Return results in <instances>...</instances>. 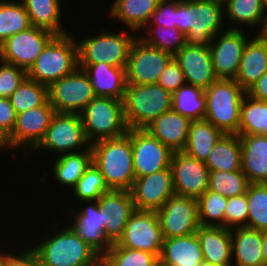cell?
Masks as SVG:
<instances>
[{
  "mask_svg": "<svg viewBox=\"0 0 267 266\" xmlns=\"http://www.w3.org/2000/svg\"><path fill=\"white\" fill-rule=\"evenodd\" d=\"M9 149L7 138L0 132V149L6 148Z\"/></svg>",
  "mask_w": 267,
  "mask_h": 266,
  "instance_id": "54",
  "label": "cell"
},
{
  "mask_svg": "<svg viewBox=\"0 0 267 266\" xmlns=\"http://www.w3.org/2000/svg\"><path fill=\"white\" fill-rule=\"evenodd\" d=\"M89 147L90 143L85 137L80 114L56 113L43 139L32 152L47 149L61 156V154L79 152L81 149L87 150ZM77 148L81 149L77 150Z\"/></svg>",
  "mask_w": 267,
  "mask_h": 266,
  "instance_id": "10",
  "label": "cell"
},
{
  "mask_svg": "<svg viewBox=\"0 0 267 266\" xmlns=\"http://www.w3.org/2000/svg\"><path fill=\"white\" fill-rule=\"evenodd\" d=\"M5 266H41V263L34 250L27 248L21 255L10 253Z\"/></svg>",
  "mask_w": 267,
  "mask_h": 266,
  "instance_id": "51",
  "label": "cell"
},
{
  "mask_svg": "<svg viewBox=\"0 0 267 266\" xmlns=\"http://www.w3.org/2000/svg\"><path fill=\"white\" fill-rule=\"evenodd\" d=\"M55 114L56 111L49 101L42 106L16 114L15 126L7 137L9 148L12 150L22 147L32 151L43 139Z\"/></svg>",
  "mask_w": 267,
  "mask_h": 266,
  "instance_id": "18",
  "label": "cell"
},
{
  "mask_svg": "<svg viewBox=\"0 0 267 266\" xmlns=\"http://www.w3.org/2000/svg\"><path fill=\"white\" fill-rule=\"evenodd\" d=\"M223 16V0H179L175 23L185 34L187 45L210 47L223 30Z\"/></svg>",
  "mask_w": 267,
  "mask_h": 266,
  "instance_id": "1",
  "label": "cell"
},
{
  "mask_svg": "<svg viewBox=\"0 0 267 266\" xmlns=\"http://www.w3.org/2000/svg\"><path fill=\"white\" fill-rule=\"evenodd\" d=\"M16 113L9 98H0V132L7 138L15 126Z\"/></svg>",
  "mask_w": 267,
  "mask_h": 266,
  "instance_id": "50",
  "label": "cell"
},
{
  "mask_svg": "<svg viewBox=\"0 0 267 266\" xmlns=\"http://www.w3.org/2000/svg\"><path fill=\"white\" fill-rule=\"evenodd\" d=\"M171 100V109L190 121L205 118L206 97L203 88L184 84L172 93Z\"/></svg>",
  "mask_w": 267,
  "mask_h": 266,
  "instance_id": "35",
  "label": "cell"
},
{
  "mask_svg": "<svg viewBox=\"0 0 267 266\" xmlns=\"http://www.w3.org/2000/svg\"><path fill=\"white\" fill-rule=\"evenodd\" d=\"M225 210V228L233 229L246 227L248 222V202L247 195L229 197Z\"/></svg>",
  "mask_w": 267,
  "mask_h": 266,
  "instance_id": "46",
  "label": "cell"
},
{
  "mask_svg": "<svg viewBox=\"0 0 267 266\" xmlns=\"http://www.w3.org/2000/svg\"><path fill=\"white\" fill-rule=\"evenodd\" d=\"M246 91L234 79H217L207 89L205 118L225 135H238Z\"/></svg>",
  "mask_w": 267,
  "mask_h": 266,
  "instance_id": "4",
  "label": "cell"
},
{
  "mask_svg": "<svg viewBox=\"0 0 267 266\" xmlns=\"http://www.w3.org/2000/svg\"><path fill=\"white\" fill-rule=\"evenodd\" d=\"M242 171L250 184H267V136L239 135Z\"/></svg>",
  "mask_w": 267,
  "mask_h": 266,
  "instance_id": "26",
  "label": "cell"
},
{
  "mask_svg": "<svg viewBox=\"0 0 267 266\" xmlns=\"http://www.w3.org/2000/svg\"><path fill=\"white\" fill-rule=\"evenodd\" d=\"M173 58L179 64L186 84L205 90L218 79L213 70L212 55L209 47L186 44Z\"/></svg>",
  "mask_w": 267,
  "mask_h": 266,
  "instance_id": "21",
  "label": "cell"
},
{
  "mask_svg": "<svg viewBox=\"0 0 267 266\" xmlns=\"http://www.w3.org/2000/svg\"><path fill=\"white\" fill-rule=\"evenodd\" d=\"M238 135L267 136V101L256 100L245 94Z\"/></svg>",
  "mask_w": 267,
  "mask_h": 266,
  "instance_id": "36",
  "label": "cell"
},
{
  "mask_svg": "<svg viewBox=\"0 0 267 266\" xmlns=\"http://www.w3.org/2000/svg\"><path fill=\"white\" fill-rule=\"evenodd\" d=\"M249 184V180L242 170L209 171L208 190L227 198L247 193Z\"/></svg>",
  "mask_w": 267,
  "mask_h": 266,
  "instance_id": "41",
  "label": "cell"
},
{
  "mask_svg": "<svg viewBox=\"0 0 267 266\" xmlns=\"http://www.w3.org/2000/svg\"><path fill=\"white\" fill-rule=\"evenodd\" d=\"M72 191L74 192L73 195L80 201H93L98 200L104 193L110 190L100 170L92 162L78 179Z\"/></svg>",
  "mask_w": 267,
  "mask_h": 266,
  "instance_id": "45",
  "label": "cell"
},
{
  "mask_svg": "<svg viewBox=\"0 0 267 266\" xmlns=\"http://www.w3.org/2000/svg\"><path fill=\"white\" fill-rule=\"evenodd\" d=\"M55 36L48 30L31 26L12 35L0 45V60L27 72Z\"/></svg>",
  "mask_w": 267,
  "mask_h": 266,
  "instance_id": "12",
  "label": "cell"
},
{
  "mask_svg": "<svg viewBox=\"0 0 267 266\" xmlns=\"http://www.w3.org/2000/svg\"><path fill=\"white\" fill-rule=\"evenodd\" d=\"M28 15L31 26L48 30L55 35H65L61 25V0H20Z\"/></svg>",
  "mask_w": 267,
  "mask_h": 266,
  "instance_id": "33",
  "label": "cell"
},
{
  "mask_svg": "<svg viewBox=\"0 0 267 266\" xmlns=\"http://www.w3.org/2000/svg\"><path fill=\"white\" fill-rule=\"evenodd\" d=\"M154 29V30H153ZM152 30L149 28L145 32L147 36H141L146 44L168 52L173 56L186 45V36L178 28H166L155 25Z\"/></svg>",
  "mask_w": 267,
  "mask_h": 266,
  "instance_id": "44",
  "label": "cell"
},
{
  "mask_svg": "<svg viewBox=\"0 0 267 266\" xmlns=\"http://www.w3.org/2000/svg\"><path fill=\"white\" fill-rule=\"evenodd\" d=\"M160 0H114L109 15L131 31H141L149 23Z\"/></svg>",
  "mask_w": 267,
  "mask_h": 266,
  "instance_id": "30",
  "label": "cell"
},
{
  "mask_svg": "<svg viewBox=\"0 0 267 266\" xmlns=\"http://www.w3.org/2000/svg\"><path fill=\"white\" fill-rule=\"evenodd\" d=\"M267 71V39L256 33L244 47L235 81L246 91Z\"/></svg>",
  "mask_w": 267,
  "mask_h": 266,
  "instance_id": "25",
  "label": "cell"
},
{
  "mask_svg": "<svg viewBox=\"0 0 267 266\" xmlns=\"http://www.w3.org/2000/svg\"><path fill=\"white\" fill-rule=\"evenodd\" d=\"M87 141L118 138L128 128L124 119L123 100L96 96L80 113Z\"/></svg>",
  "mask_w": 267,
  "mask_h": 266,
  "instance_id": "7",
  "label": "cell"
},
{
  "mask_svg": "<svg viewBox=\"0 0 267 266\" xmlns=\"http://www.w3.org/2000/svg\"><path fill=\"white\" fill-rule=\"evenodd\" d=\"M32 249L41 266H100L101 257L67 225Z\"/></svg>",
  "mask_w": 267,
  "mask_h": 266,
  "instance_id": "3",
  "label": "cell"
},
{
  "mask_svg": "<svg viewBox=\"0 0 267 266\" xmlns=\"http://www.w3.org/2000/svg\"><path fill=\"white\" fill-rule=\"evenodd\" d=\"M100 210L107 214L104 225L105 238L117 243L122 237L128 219L135 211L130 191L110 190L98 199Z\"/></svg>",
  "mask_w": 267,
  "mask_h": 266,
  "instance_id": "22",
  "label": "cell"
},
{
  "mask_svg": "<svg viewBox=\"0 0 267 266\" xmlns=\"http://www.w3.org/2000/svg\"><path fill=\"white\" fill-rule=\"evenodd\" d=\"M173 55L146 44L140 36L133 41L126 65L127 84L157 83Z\"/></svg>",
  "mask_w": 267,
  "mask_h": 266,
  "instance_id": "11",
  "label": "cell"
},
{
  "mask_svg": "<svg viewBox=\"0 0 267 266\" xmlns=\"http://www.w3.org/2000/svg\"><path fill=\"white\" fill-rule=\"evenodd\" d=\"M196 233L164 239L159 256V266H197L203 261Z\"/></svg>",
  "mask_w": 267,
  "mask_h": 266,
  "instance_id": "28",
  "label": "cell"
},
{
  "mask_svg": "<svg viewBox=\"0 0 267 266\" xmlns=\"http://www.w3.org/2000/svg\"><path fill=\"white\" fill-rule=\"evenodd\" d=\"M81 202H90V205L75 212V220L69 227L102 258L112 245L104 235L107 214L100 210L98 200Z\"/></svg>",
  "mask_w": 267,
  "mask_h": 266,
  "instance_id": "20",
  "label": "cell"
},
{
  "mask_svg": "<svg viewBox=\"0 0 267 266\" xmlns=\"http://www.w3.org/2000/svg\"><path fill=\"white\" fill-rule=\"evenodd\" d=\"M1 252H0V266H5L7 256L10 254V252L9 253H5L4 251H1Z\"/></svg>",
  "mask_w": 267,
  "mask_h": 266,
  "instance_id": "55",
  "label": "cell"
},
{
  "mask_svg": "<svg viewBox=\"0 0 267 266\" xmlns=\"http://www.w3.org/2000/svg\"><path fill=\"white\" fill-rule=\"evenodd\" d=\"M170 168L176 195L197 200L208 190L209 169L204 161L173 152Z\"/></svg>",
  "mask_w": 267,
  "mask_h": 266,
  "instance_id": "17",
  "label": "cell"
},
{
  "mask_svg": "<svg viewBox=\"0 0 267 266\" xmlns=\"http://www.w3.org/2000/svg\"><path fill=\"white\" fill-rule=\"evenodd\" d=\"M197 266H216V265H213L212 263L203 260Z\"/></svg>",
  "mask_w": 267,
  "mask_h": 266,
  "instance_id": "57",
  "label": "cell"
},
{
  "mask_svg": "<svg viewBox=\"0 0 267 266\" xmlns=\"http://www.w3.org/2000/svg\"><path fill=\"white\" fill-rule=\"evenodd\" d=\"M231 243L234 266H266L262 252V231L248 227L231 229Z\"/></svg>",
  "mask_w": 267,
  "mask_h": 266,
  "instance_id": "29",
  "label": "cell"
},
{
  "mask_svg": "<svg viewBox=\"0 0 267 266\" xmlns=\"http://www.w3.org/2000/svg\"><path fill=\"white\" fill-rule=\"evenodd\" d=\"M78 66L88 74L96 96L124 100L127 86L126 67H115L104 62Z\"/></svg>",
  "mask_w": 267,
  "mask_h": 266,
  "instance_id": "23",
  "label": "cell"
},
{
  "mask_svg": "<svg viewBox=\"0 0 267 266\" xmlns=\"http://www.w3.org/2000/svg\"><path fill=\"white\" fill-rule=\"evenodd\" d=\"M178 6L179 0H160L146 27L151 28L152 25H159L166 28H176V10Z\"/></svg>",
  "mask_w": 267,
  "mask_h": 266,
  "instance_id": "48",
  "label": "cell"
},
{
  "mask_svg": "<svg viewBox=\"0 0 267 266\" xmlns=\"http://www.w3.org/2000/svg\"><path fill=\"white\" fill-rule=\"evenodd\" d=\"M27 77V72L0 60V98H9Z\"/></svg>",
  "mask_w": 267,
  "mask_h": 266,
  "instance_id": "47",
  "label": "cell"
},
{
  "mask_svg": "<svg viewBox=\"0 0 267 266\" xmlns=\"http://www.w3.org/2000/svg\"><path fill=\"white\" fill-rule=\"evenodd\" d=\"M21 1L0 0V45L12 35L31 27Z\"/></svg>",
  "mask_w": 267,
  "mask_h": 266,
  "instance_id": "38",
  "label": "cell"
},
{
  "mask_svg": "<svg viewBox=\"0 0 267 266\" xmlns=\"http://www.w3.org/2000/svg\"><path fill=\"white\" fill-rule=\"evenodd\" d=\"M246 37L245 33L237 26H232L212 39L209 48L212 55L213 70L218 79H235L244 47L250 39Z\"/></svg>",
  "mask_w": 267,
  "mask_h": 266,
  "instance_id": "16",
  "label": "cell"
},
{
  "mask_svg": "<svg viewBox=\"0 0 267 266\" xmlns=\"http://www.w3.org/2000/svg\"><path fill=\"white\" fill-rule=\"evenodd\" d=\"M227 201V197L211 190H206L197 199L200 224L202 226L225 227V207Z\"/></svg>",
  "mask_w": 267,
  "mask_h": 266,
  "instance_id": "42",
  "label": "cell"
},
{
  "mask_svg": "<svg viewBox=\"0 0 267 266\" xmlns=\"http://www.w3.org/2000/svg\"><path fill=\"white\" fill-rule=\"evenodd\" d=\"M158 85L169 91L171 94L186 84L184 74L180 69L179 64L174 58L167 64L165 69L161 72Z\"/></svg>",
  "mask_w": 267,
  "mask_h": 266,
  "instance_id": "49",
  "label": "cell"
},
{
  "mask_svg": "<svg viewBox=\"0 0 267 266\" xmlns=\"http://www.w3.org/2000/svg\"><path fill=\"white\" fill-rule=\"evenodd\" d=\"M246 95L256 100L267 101V71L246 90Z\"/></svg>",
  "mask_w": 267,
  "mask_h": 266,
  "instance_id": "52",
  "label": "cell"
},
{
  "mask_svg": "<svg viewBox=\"0 0 267 266\" xmlns=\"http://www.w3.org/2000/svg\"><path fill=\"white\" fill-rule=\"evenodd\" d=\"M263 38L267 39V16L262 31L259 33Z\"/></svg>",
  "mask_w": 267,
  "mask_h": 266,
  "instance_id": "56",
  "label": "cell"
},
{
  "mask_svg": "<svg viewBox=\"0 0 267 266\" xmlns=\"http://www.w3.org/2000/svg\"><path fill=\"white\" fill-rule=\"evenodd\" d=\"M196 234L205 261L216 266H232L231 229L200 225Z\"/></svg>",
  "mask_w": 267,
  "mask_h": 266,
  "instance_id": "27",
  "label": "cell"
},
{
  "mask_svg": "<svg viewBox=\"0 0 267 266\" xmlns=\"http://www.w3.org/2000/svg\"><path fill=\"white\" fill-rule=\"evenodd\" d=\"M70 33L56 35L43 49L27 71V77L40 84L49 86L78 66V47Z\"/></svg>",
  "mask_w": 267,
  "mask_h": 266,
  "instance_id": "6",
  "label": "cell"
},
{
  "mask_svg": "<svg viewBox=\"0 0 267 266\" xmlns=\"http://www.w3.org/2000/svg\"><path fill=\"white\" fill-rule=\"evenodd\" d=\"M135 177L170 168L173 152L145 129H130Z\"/></svg>",
  "mask_w": 267,
  "mask_h": 266,
  "instance_id": "15",
  "label": "cell"
},
{
  "mask_svg": "<svg viewBox=\"0 0 267 266\" xmlns=\"http://www.w3.org/2000/svg\"><path fill=\"white\" fill-rule=\"evenodd\" d=\"M190 123L185 116L171 109L151 122L145 130L172 152H181L186 147Z\"/></svg>",
  "mask_w": 267,
  "mask_h": 266,
  "instance_id": "24",
  "label": "cell"
},
{
  "mask_svg": "<svg viewBox=\"0 0 267 266\" xmlns=\"http://www.w3.org/2000/svg\"><path fill=\"white\" fill-rule=\"evenodd\" d=\"M224 134L206 119L191 121L185 154L206 161L209 153Z\"/></svg>",
  "mask_w": 267,
  "mask_h": 266,
  "instance_id": "32",
  "label": "cell"
},
{
  "mask_svg": "<svg viewBox=\"0 0 267 266\" xmlns=\"http://www.w3.org/2000/svg\"><path fill=\"white\" fill-rule=\"evenodd\" d=\"M129 191L135 210H159L175 195L171 168L135 178Z\"/></svg>",
  "mask_w": 267,
  "mask_h": 266,
  "instance_id": "19",
  "label": "cell"
},
{
  "mask_svg": "<svg viewBox=\"0 0 267 266\" xmlns=\"http://www.w3.org/2000/svg\"><path fill=\"white\" fill-rule=\"evenodd\" d=\"M248 222L246 227L267 230V184H249L247 189Z\"/></svg>",
  "mask_w": 267,
  "mask_h": 266,
  "instance_id": "43",
  "label": "cell"
},
{
  "mask_svg": "<svg viewBox=\"0 0 267 266\" xmlns=\"http://www.w3.org/2000/svg\"><path fill=\"white\" fill-rule=\"evenodd\" d=\"M172 94L157 83L127 84L123 100L128 130L145 129L163 113L171 110Z\"/></svg>",
  "mask_w": 267,
  "mask_h": 266,
  "instance_id": "5",
  "label": "cell"
},
{
  "mask_svg": "<svg viewBox=\"0 0 267 266\" xmlns=\"http://www.w3.org/2000/svg\"><path fill=\"white\" fill-rule=\"evenodd\" d=\"M205 164L209 171H239L242 169V150L239 135H223L208 155Z\"/></svg>",
  "mask_w": 267,
  "mask_h": 266,
  "instance_id": "31",
  "label": "cell"
},
{
  "mask_svg": "<svg viewBox=\"0 0 267 266\" xmlns=\"http://www.w3.org/2000/svg\"><path fill=\"white\" fill-rule=\"evenodd\" d=\"M224 14L231 19L230 22L246 24L253 27L259 25L258 34L262 31L265 23V14L262 0H223Z\"/></svg>",
  "mask_w": 267,
  "mask_h": 266,
  "instance_id": "37",
  "label": "cell"
},
{
  "mask_svg": "<svg viewBox=\"0 0 267 266\" xmlns=\"http://www.w3.org/2000/svg\"><path fill=\"white\" fill-rule=\"evenodd\" d=\"M92 163V150L69 153L58 156L52 167L54 178L60 185L74 188L78 179L84 174L85 170ZM72 186V187H71Z\"/></svg>",
  "mask_w": 267,
  "mask_h": 266,
  "instance_id": "34",
  "label": "cell"
},
{
  "mask_svg": "<svg viewBox=\"0 0 267 266\" xmlns=\"http://www.w3.org/2000/svg\"><path fill=\"white\" fill-rule=\"evenodd\" d=\"M102 266H159V258L152 253L111 245L101 259Z\"/></svg>",
  "mask_w": 267,
  "mask_h": 266,
  "instance_id": "40",
  "label": "cell"
},
{
  "mask_svg": "<svg viewBox=\"0 0 267 266\" xmlns=\"http://www.w3.org/2000/svg\"><path fill=\"white\" fill-rule=\"evenodd\" d=\"M99 35L77 41L78 64L106 63L115 67H126L129 51L136 34L101 31Z\"/></svg>",
  "mask_w": 267,
  "mask_h": 266,
  "instance_id": "8",
  "label": "cell"
},
{
  "mask_svg": "<svg viewBox=\"0 0 267 266\" xmlns=\"http://www.w3.org/2000/svg\"><path fill=\"white\" fill-rule=\"evenodd\" d=\"M262 6L264 10L265 17L267 16V0H262Z\"/></svg>",
  "mask_w": 267,
  "mask_h": 266,
  "instance_id": "58",
  "label": "cell"
},
{
  "mask_svg": "<svg viewBox=\"0 0 267 266\" xmlns=\"http://www.w3.org/2000/svg\"><path fill=\"white\" fill-rule=\"evenodd\" d=\"M156 213L164 239L192 235L201 225L196 199L175 194Z\"/></svg>",
  "mask_w": 267,
  "mask_h": 266,
  "instance_id": "14",
  "label": "cell"
},
{
  "mask_svg": "<svg viewBox=\"0 0 267 266\" xmlns=\"http://www.w3.org/2000/svg\"><path fill=\"white\" fill-rule=\"evenodd\" d=\"M16 114L42 106L48 101V86L26 77L9 97Z\"/></svg>",
  "mask_w": 267,
  "mask_h": 266,
  "instance_id": "39",
  "label": "cell"
},
{
  "mask_svg": "<svg viewBox=\"0 0 267 266\" xmlns=\"http://www.w3.org/2000/svg\"><path fill=\"white\" fill-rule=\"evenodd\" d=\"M262 252L264 264L267 266V230L262 231Z\"/></svg>",
  "mask_w": 267,
  "mask_h": 266,
  "instance_id": "53",
  "label": "cell"
},
{
  "mask_svg": "<svg viewBox=\"0 0 267 266\" xmlns=\"http://www.w3.org/2000/svg\"><path fill=\"white\" fill-rule=\"evenodd\" d=\"M92 162L100 170L109 190L129 191L135 181L130 130L121 137L90 144Z\"/></svg>",
  "mask_w": 267,
  "mask_h": 266,
  "instance_id": "2",
  "label": "cell"
},
{
  "mask_svg": "<svg viewBox=\"0 0 267 266\" xmlns=\"http://www.w3.org/2000/svg\"><path fill=\"white\" fill-rule=\"evenodd\" d=\"M95 97L88 74L79 67L48 86V101L56 113L80 114Z\"/></svg>",
  "mask_w": 267,
  "mask_h": 266,
  "instance_id": "9",
  "label": "cell"
},
{
  "mask_svg": "<svg viewBox=\"0 0 267 266\" xmlns=\"http://www.w3.org/2000/svg\"><path fill=\"white\" fill-rule=\"evenodd\" d=\"M164 237L156 211L135 210L117 244L121 247L146 251L158 258Z\"/></svg>",
  "mask_w": 267,
  "mask_h": 266,
  "instance_id": "13",
  "label": "cell"
}]
</instances>
